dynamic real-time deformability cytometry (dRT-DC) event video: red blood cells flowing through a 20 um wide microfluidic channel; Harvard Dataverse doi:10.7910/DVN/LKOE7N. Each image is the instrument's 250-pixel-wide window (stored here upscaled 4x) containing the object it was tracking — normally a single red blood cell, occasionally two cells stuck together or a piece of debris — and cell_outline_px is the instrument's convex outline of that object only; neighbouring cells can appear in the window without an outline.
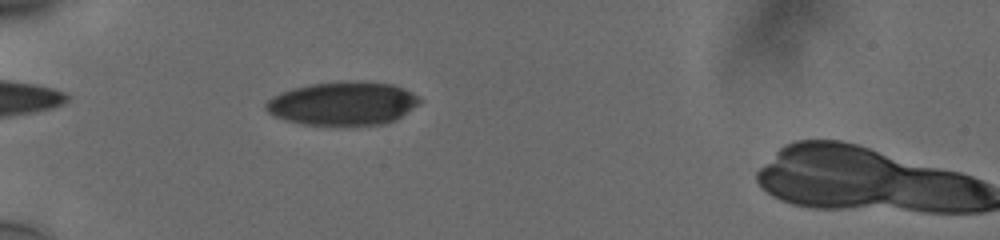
{"species": "human", "species_latin": "Homo sapiens", "temperature_condition": "cold", "stored_images_in_passage": 48, "camera_frame_rate_fps": 3000, "um_per_image_px": 0.085, "donor": {"sex": "male"}, "frame": {"image": 1, "passage_image": 11, "time_ms": 3.333, "image_size_px": [1000, 240], "cell_outline_px": [[424, 100], [420, 104], [400, 116], [384, 124], [304, 124], [284, 120], [268, 112], [264, 108], [264, 104], [272, 96], [280, 92], [292, 88], [312, 84], [344, 80], [348, 80], [392, 84], [412, 92], [420, 96]], "centroid_in_image_um": [29.14, 8.77], "position_along_channel_um": 55.9, "area_um2": 38.84}}
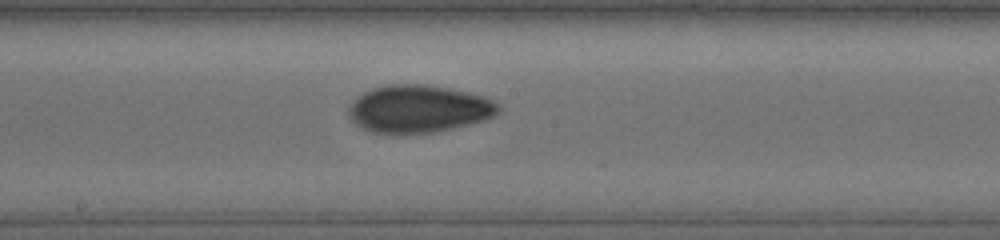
{"frame": {"image": 2, "passage_image": 25, "time_ms": 8.0, "image_size_px": [1000, 240], "cell_outline_px": [[500, 108], [492, 116], [468, 124], [452, 128], [432, 132], [388, 136], [372, 132], [360, 128], [352, 120], [348, 112], [348, 108], [352, 100], [364, 92], [376, 88], [392, 84], [424, 84], [448, 88], [468, 92], [484, 96], [500, 104]], "centroid_in_image_um": [35.52, 9.28], "position_along_channel_um": 212.7, "area_um2": 41.67}}
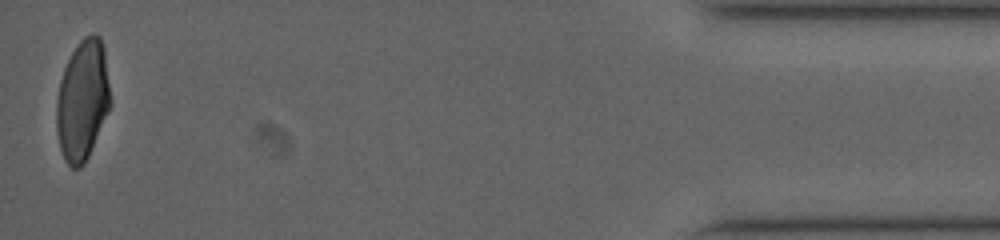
{"frame": {"image": 3, "passage_image": 48, "time_ms": 15.667, "image_size_px": [1000, 240], "cell_outline_px": [[112, 104], [88, 156], [84, 164], [80, 168], [72, 168], [64, 160], [60, 148], [56, 128], [56, 100], [60, 80], [64, 68], [72, 52], [80, 40], [84, 36], [92, 32], [96, 32], [100, 36], [104, 48]], "centroid_in_image_um": [7.02, 8.5], "position_along_channel_um": 428.2, "area_um2": 38.15}, "authors_computed_cell_mechanics": {"area_um2": 38.9572, "velocity_mm_per_s": 3.7782, "shape_relaxation_time_tau1_ms": 6.9894, "shape_relaxation_time_tau2_ms": 2.3472, "deformation_change_tau1": 0.1722, "deformation_change_tau2": 0.0604}}